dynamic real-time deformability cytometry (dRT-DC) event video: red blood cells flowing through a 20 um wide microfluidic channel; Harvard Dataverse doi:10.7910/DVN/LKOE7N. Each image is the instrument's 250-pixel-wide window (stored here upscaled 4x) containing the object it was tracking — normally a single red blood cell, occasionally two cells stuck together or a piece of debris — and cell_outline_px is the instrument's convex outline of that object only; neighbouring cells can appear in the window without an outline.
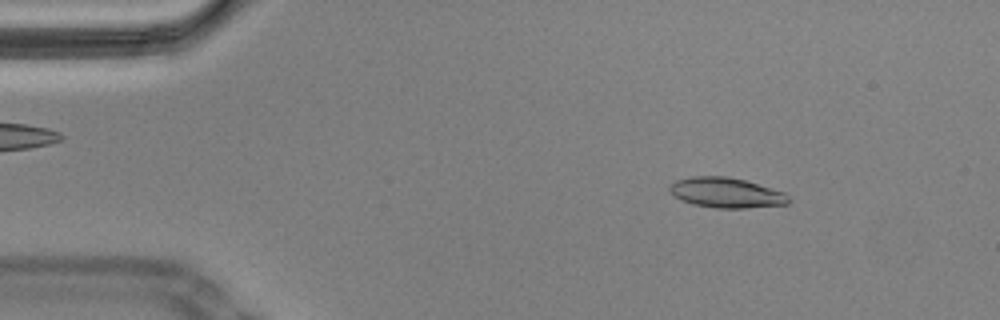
{"species": "Egyptian fruit bat (a non-hibernating species)", "species_latin": "Rousettus aegyptiacus", "temperature_condition": "cold", "stored_images_in_passage": 56, "camera_frame_rate_fps": 3000, "um_per_image_px": 0.085, "animal": {"sex": "male"}, "frame": {"image": 1, "passage_image": 7, "time_ms": 2.0, "image_size_px": [1000, 320], "cell_outline_px": [[792, 200], [788, 204], [744, 208], [716, 208], [692, 204], [680, 200], [668, 188], [676, 180], [692, 176], [724, 176], [744, 180], [784, 192]], "centroid_in_image_um": [61.74, 16.39], "position_along_channel_um": 23.3, "area_um2": 20.75}}
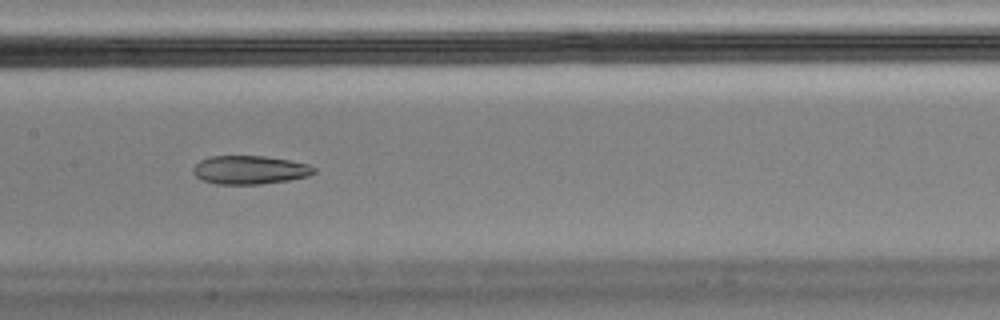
{"frame": {"image": 2, "passage_image": 27, "time_ms": 8.667, "image_size_px": [1000, 320], "cell_outline_px": [[316, 172], [308, 176], [288, 180], [260, 184], [216, 184], [200, 180], [192, 172], [192, 168], [200, 160], [212, 156], [264, 156], [288, 160], [308, 164], [316, 168]], "centroid_in_image_um": [21.21, 14.44], "position_along_channel_um": 186.2, "area_um2": 20.11}}
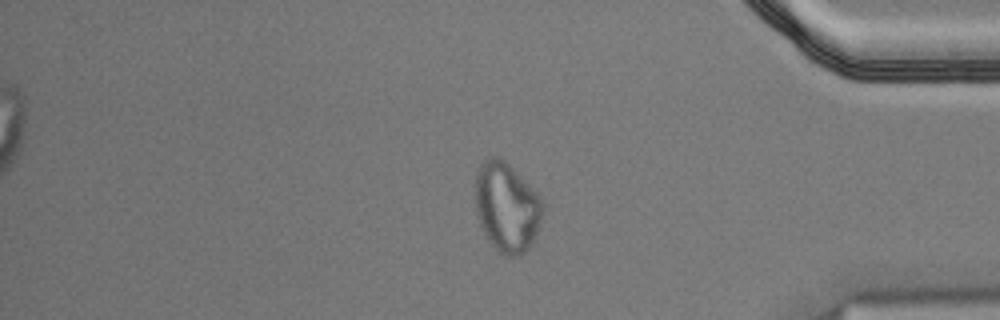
{"frame": {"image": 3, "passage_image": 47, "time_ms": 15.333, "image_size_px": [1000, 320], "cell_outline_px": [[544, 212], [540, 224], [532, 244], [520, 256], [504, 256], [496, 252], [488, 240], [476, 216], [476, 172], [480, 164], [488, 156], [496, 156], [504, 160], [544, 200]], "centroid_in_image_um": [43.08, 17.64], "position_along_channel_um": 392.1, "area_um2": 35.49}, "authors_computed_cell_mechanics": {"area_um2": 21.5594, "velocity_mm_per_s": 3.4693, "shape_relaxation_time_tau1_ms": null, "shape_relaxation_time_tau2_ms": 3.1592, "deformation_change_tau1": null, "deformation_change_tau2": 0.0881}}